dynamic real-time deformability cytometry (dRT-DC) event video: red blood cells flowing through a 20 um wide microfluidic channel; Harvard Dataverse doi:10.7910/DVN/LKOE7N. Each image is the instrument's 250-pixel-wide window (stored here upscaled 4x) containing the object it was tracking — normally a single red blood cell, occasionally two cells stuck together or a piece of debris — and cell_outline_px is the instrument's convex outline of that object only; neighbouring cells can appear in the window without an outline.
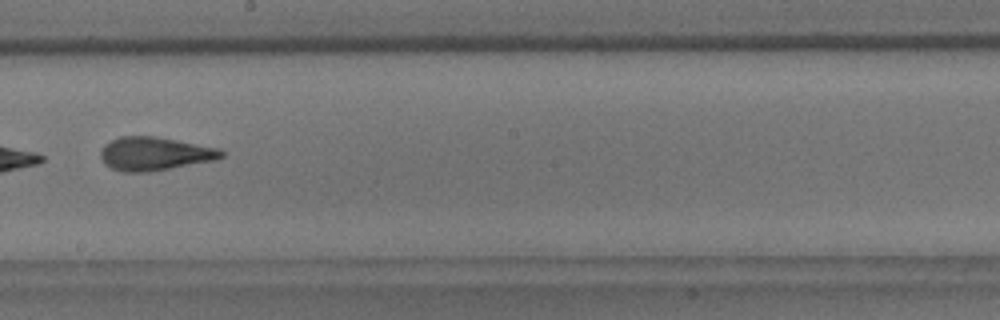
{"species": "common noctule bat (a hibernating species)", "species_latin": "Nyctalus noctula", "temperature_condition": "room temperature", "stored_images_in_passage": 13, "camera_frame_rate_fps": 3000, "um_per_image_px": 0.085, "animal": {"sex": "male", "body_mass_g": 18.8}, "frame": {"image": 1, "passage_image": 8, "time_ms": 9.0, "image_size_px": [1000, 320], "cell_outline_px": [[224, 156], [216, 160], [148, 172], [120, 172], [104, 164], [100, 156], [100, 152], [104, 144], [120, 136], [156, 136], [220, 148], [224, 152]], "centroid_in_image_um": [13.14, 13.07], "position_along_channel_um": 235.1, "area_um2": 23.7}, "authors_computed_cell_mechanics": {"area_um2": 23.7558, "velocity_mm_per_s": 3.7439, "shape_relaxation_time_tau1_ms": 7.7464, "shape_relaxation_time_tau2_ms": 1.9963, "deformation_change_tau1": 0.1847, "deformation_change_tau2": 0.0995}}